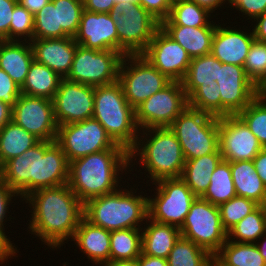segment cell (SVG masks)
<instances>
[{
  "label": "cell",
  "instance_id": "cell-1",
  "mask_svg": "<svg viewBox=\"0 0 266 266\" xmlns=\"http://www.w3.org/2000/svg\"><path fill=\"white\" fill-rule=\"evenodd\" d=\"M23 200L33 211L29 231L53 249L73 238L84 217V204L68 184L35 190Z\"/></svg>",
  "mask_w": 266,
  "mask_h": 266
},
{
  "label": "cell",
  "instance_id": "cell-2",
  "mask_svg": "<svg viewBox=\"0 0 266 266\" xmlns=\"http://www.w3.org/2000/svg\"><path fill=\"white\" fill-rule=\"evenodd\" d=\"M0 178L24 199L35 190L68 184L69 162L55 141H39L5 162Z\"/></svg>",
  "mask_w": 266,
  "mask_h": 266
},
{
  "label": "cell",
  "instance_id": "cell-3",
  "mask_svg": "<svg viewBox=\"0 0 266 266\" xmlns=\"http://www.w3.org/2000/svg\"><path fill=\"white\" fill-rule=\"evenodd\" d=\"M129 153L127 149H107L69 162V188L83 204L117 191L122 181L119 172L130 169Z\"/></svg>",
  "mask_w": 266,
  "mask_h": 266
},
{
  "label": "cell",
  "instance_id": "cell-4",
  "mask_svg": "<svg viewBox=\"0 0 266 266\" xmlns=\"http://www.w3.org/2000/svg\"><path fill=\"white\" fill-rule=\"evenodd\" d=\"M132 187L95 197L84 204L83 216L105 230L141 228L148 218V196L134 194ZM136 195V196H135ZM140 224V225H139Z\"/></svg>",
  "mask_w": 266,
  "mask_h": 266
},
{
  "label": "cell",
  "instance_id": "cell-5",
  "mask_svg": "<svg viewBox=\"0 0 266 266\" xmlns=\"http://www.w3.org/2000/svg\"><path fill=\"white\" fill-rule=\"evenodd\" d=\"M145 134L147 138L138 137L136 145L129 151L130 163L140 155L139 162L150 174L151 183L164 178H180L185 159L175 133L169 127H152L143 129L142 136Z\"/></svg>",
  "mask_w": 266,
  "mask_h": 266
},
{
  "label": "cell",
  "instance_id": "cell-6",
  "mask_svg": "<svg viewBox=\"0 0 266 266\" xmlns=\"http://www.w3.org/2000/svg\"><path fill=\"white\" fill-rule=\"evenodd\" d=\"M93 118L116 144L128 151L136 145L138 134L142 133L135 121V109L128 103L118 81L94 87Z\"/></svg>",
  "mask_w": 266,
  "mask_h": 266
},
{
  "label": "cell",
  "instance_id": "cell-7",
  "mask_svg": "<svg viewBox=\"0 0 266 266\" xmlns=\"http://www.w3.org/2000/svg\"><path fill=\"white\" fill-rule=\"evenodd\" d=\"M169 128L175 133L185 160L219 149L218 117L187 106Z\"/></svg>",
  "mask_w": 266,
  "mask_h": 266
},
{
  "label": "cell",
  "instance_id": "cell-8",
  "mask_svg": "<svg viewBox=\"0 0 266 266\" xmlns=\"http://www.w3.org/2000/svg\"><path fill=\"white\" fill-rule=\"evenodd\" d=\"M109 15L117 27L118 52L123 57L142 54L160 28V22L139 3L116 5Z\"/></svg>",
  "mask_w": 266,
  "mask_h": 266
},
{
  "label": "cell",
  "instance_id": "cell-9",
  "mask_svg": "<svg viewBox=\"0 0 266 266\" xmlns=\"http://www.w3.org/2000/svg\"><path fill=\"white\" fill-rule=\"evenodd\" d=\"M118 82L122 86L128 103L136 109L151 95L161 91L172 81L139 54L126 55L122 58Z\"/></svg>",
  "mask_w": 266,
  "mask_h": 266
},
{
  "label": "cell",
  "instance_id": "cell-10",
  "mask_svg": "<svg viewBox=\"0 0 266 266\" xmlns=\"http://www.w3.org/2000/svg\"><path fill=\"white\" fill-rule=\"evenodd\" d=\"M181 236L215 255L227 241L217 205L197 197L179 228Z\"/></svg>",
  "mask_w": 266,
  "mask_h": 266
},
{
  "label": "cell",
  "instance_id": "cell-11",
  "mask_svg": "<svg viewBox=\"0 0 266 266\" xmlns=\"http://www.w3.org/2000/svg\"><path fill=\"white\" fill-rule=\"evenodd\" d=\"M55 142L68 162L107 149H126L116 144L95 118L59 125Z\"/></svg>",
  "mask_w": 266,
  "mask_h": 266
},
{
  "label": "cell",
  "instance_id": "cell-12",
  "mask_svg": "<svg viewBox=\"0 0 266 266\" xmlns=\"http://www.w3.org/2000/svg\"><path fill=\"white\" fill-rule=\"evenodd\" d=\"M153 184L156 195L148 197V218L180 228L197 196L181 178H164Z\"/></svg>",
  "mask_w": 266,
  "mask_h": 266
},
{
  "label": "cell",
  "instance_id": "cell-13",
  "mask_svg": "<svg viewBox=\"0 0 266 266\" xmlns=\"http://www.w3.org/2000/svg\"><path fill=\"white\" fill-rule=\"evenodd\" d=\"M123 56L114 50H96L77 44L72 67L66 79L92 87L118 81Z\"/></svg>",
  "mask_w": 266,
  "mask_h": 266
},
{
  "label": "cell",
  "instance_id": "cell-14",
  "mask_svg": "<svg viewBox=\"0 0 266 266\" xmlns=\"http://www.w3.org/2000/svg\"><path fill=\"white\" fill-rule=\"evenodd\" d=\"M187 106L188 98L182 83L172 81L135 109V121L140 131L152 127H169Z\"/></svg>",
  "mask_w": 266,
  "mask_h": 266
},
{
  "label": "cell",
  "instance_id": "cell-15",
  "mask_svg": "<svg viewBox=\"0 0 266 266\" xmlns=\"http://www.w3.org/2000/svg\"><path fill=\"white\" fill-rule=\"evenodd\" d=\"M12 121L40 141L56 140L58 125L51 99L21 94L13 107Z\"/></svg>",
  "mask_w": 266,
  "mask_h": 266
},
{
  "label": "cell",
  "instance_id": "cell-16",
  "mask_svg": "<svg viewBox=\"0 0 266 266\" xmlns=\"http://www.w3.org/2000/svg\"><path fill=\"white\" fill-rule=\"evenodd\" d=\"M52 101L58 126L81 122L93 117L94 87L63 78Z\"/></svg>",
  "mask_w": 266,
  "mask_h": 266
},
{
  "label": "cell",
  "instance_id": "cell-17",
  "mask_svg": "<svg viewBox=\"0 0 266 266\" xmlns=\"http://www.w3.org/2000/svg\"><path fill=\"white\" fill-rule=\"evenodd\" d=\"M216 84L221 97V117L237 115L259 95L243 66L222 63Z\"/></svg>",
  "mask_w": 266,
  "mask_h": 266
},
{
  "label": "cell",
  "instance_id": "cell-18",
  "mask_svg": "<svg viewBox=\"0 0 266 266\" xmlns=\"http://www.w3.org/2000/svg\"><path fill=\"white\" fill-rule=\"evenodd\" d=\"M262 149L256 136L238 115L219 118V150L223 160H253Z\"/></svg>",
  "mask_w": 266,
  "mask_h": 266
},
{
  "label": "cell",
  "instance_id": "cell-19",
  "mask_svg": "<svg viewBox=\"0 0 266 266\" xmlns=\"http://www.w3.org/2000/svg\"><path fill=\"white\" fill-rule=\"evenodd\" d=\"M141 55L171 81L179 82L186 75L192 59L187 51L161 28L155 32Z\"/></svg>",
  "mask_w": 266,
  "mask_h": 266
},
{
  "label": "cell",
  "instance_id": "cell-20",
  "mask_svg": "<svg viewBox=\"0 0 266 266\" xmlns=\"http://www.w3.org/2000/svg\"><path fill=\"white\" fill-rule=\"evenodd\" d=\"M109 13L83 11L76 36L77 44L96 50L118 52V34Z\"/></svg>",
  "mask_w": 266,
  "mask_h": 266
},
{
  "label": "cell",
  "instance_id": "cell-21",
  "mask_svg": "<svg viewBox=\"0 0 266 266\" xmlns=\"http://www.w3.org/2000/svg\"><path fill=\"white\" fill-rule=\"evenodd\" d=\"M30 44L35 61L46 65L62 78L67 77L76 52L74 38L33 39Z\"/></svg>",
  "mask_w": 266,
  "mask_h": 266
},
{
  "label": "cell",
  "instance_id": "cell-22",
  "mask_svg": "<svg viewBox=\"0 0 266 266\" xmlns=\"http://www.w3.org/2000/svg\"><path fill=\"white\" fill-rule=\"evenodd\" d=\"M221 27L216 24L212 38L211 54L222 63L243 66L250 46L255 40L253 31L250 33L232 27Z\"/></svg>",
  "mask_w": 266,
  "mask_h": 266
},
{
  "label": "cell",
  "instance_id": "cell-23",
  "mask_svg": "<svg viewBox=\"0 0 266 266\" xmlns=\"http://www.w3.org/2000/svg\"><path fill=\"white\" fill-rule=\"evenodd\" d=\"M72 240L94 264L101 266L110 261L109 230L95 226L83 217Z\"/></svg>",
  "mask_w": 266,
  "mask_h": 266
},
{
  "label": "cell",
  "instance_id": "cell-24",
  "mask_svg": "<svg viewBox=\"0 0 266 266\" xmlns=\"http://www.w3.org/2000/svg\"><path fill=\"white\" fill-rule=\"evenodd\" d=\"M33 60L30 42L0 40V68L20 87Z\"/></svg>",
  "mask_w": 266,
  "mask_h": 266
},
{
  "label": "cell",
  "instance_id": "cell-25",
  "mask_svg": "<svg viewBox=\"0 0 266 266\" xmlns=\"http://www.w3.org/2000/svg\"><path fill=\"white\" fill-rule=\"evenodd\" d=\"M160 28L179 43L191 58L211 54L212 38L216 26L160 25Z\"/></svg>",
  "mask_w": 266,
  "mask_h": 266
},
{
  "label": "cell",
  "instance_id": "cell-26",
  "mask_svg": "<svg viewBox=\"0 0 266 266\" xmlns=\"http://www.w3.org/2000/svg\"><path fill=\"white\" fill-rule=\"evenodd\" d=\"M146 224L145 229L142 226V254L167 259L175 242L181 236L180 229L173 225L152 221L149 218Z\"/></svg>",
  "mask_w": 266,
  "mask_h": 266
},
{
  "label": "cell",
  "instance_id": "cell-27",
  "mask_svg": "<svg viewBox=\"0 0 266 266\" xmlns=\"http://www.w3.org/2000/svg\"><path fill=\"white\" fill-rule=\"evenodd\" d=\"M221 160L222 155L219 149L215 153L185 160L180 178L197 197H201L210 185L211 175Z\"/></svg>",
  "mask_w": 266,
  "mask_h": 266
},
{
  "label": "cell",
  "instance_id": "cell-28",
  "mask_svg": "<svg viewBox=\"0 0 266 266\" xmlns=\"http://www.w3.org/2000/svg\"><path fill=\"white\" fill-rule=\"evenodd\" d=\"M63 78L46 65L32 61L21 94L53 99Z\"/></svg>",
  "mask_w": 266,
  "mask_h": 266
},
{
  "label": "cell",
  "instance_id": "cell-29",
  "mask_svg": "<svg viewBox=\"0 0 266 266\" xmlns=\"http://www.w3.org/2000/svg\"><path fill=\"white\" fill-rule=\"evenodd\" d=\"M230 168L236 195L259 203L266 186L257 174L253 160L230 162Z\"/></svg>",
  "mask_w": 266,
  "mask_h": 266
},
{
  "label": "cell",
  "instance_id": "cell-30",
  "mask_svg": "<svg viewBox=\"0 0 266 266\" xmlns=\"http://www.w3.org/2000/svg\"><path fill=\"white\" fill-rule=\"evenodd\" d=\"M222 62L212 54L191 59L189 68L181 81L187 98L202 84L208 85L218 80Z\"/></svg>",
  "mask_w": 266,
  "mask_h": 266
},
{
  "label": "cell",
  "instance_id": "cell-31",
  "mask_svg": "<svg viewBox=\"0 0 266 266\" xmlns=\"http://www.w3.org/2000/svg\"><path fill=\"white\" fill-rule=\"evenodd\" d=\"M39 141L38 138L11 120L0 130V167Z\"/></svg>",
  "mask_w": 266,
  "mask_h": 266
},
{
  "label": "cell",
  "instance_id": "cell-32",
  "mask_svg": "<svg viewBox=\"0 0 266 266\" xmlns=\"http://www.w3.org/2000/svg\"><path fill=\"white\" fill-rule=\"evenodd\" d=\"M211 13L189 0H177L172 2L169 17L160 25H180L191 27L216 26L210 21ZM209 18V19H208Z\"/></svg>",
  "mask_w": 266,
  "mask_h": 266
},
{
  "label": "cell",
  "instance_id": "cell-33",
  "mask_svg": "<svg viewBox=\"0 0 266 266\" xmlns=\"http://www.w3.org/2000/svg\"><path fill=\"white\" fill-rule=\"evenodd\" d=\"M141 244L142 228L111 231L110 261L136 260L142 253Z\"/></svg>",
  "mask_w": 266,
  "mask_h": 266
},
{
  "label": "cell",
  "instance_id": "cell-34",
  "mask_svg": "<svg viewBox=\"0 0 266 266\" xmlns=\"http://www.w3.org/2000/svg\"><path fill=\"white\" fill-rule=\"evenodd\" d=\"M228 266H266L255 243L227 241L215 254Z\"/></svg>",
  "mask_w": 266,
  "mask_h": 266
},
{
  "label": "cell",
  "instance_id": "cell-35",
  "mask_svg": "<svg viewBox=\"0 0 266 266\" xmlns=\"http://www.w3.org/2000/svg\"><path fill=\"white\" fill-rule=\"evenodd\" d=\"M236 196L230 162L221 160L211 175L210 185L201 198L207 200L213 205L229 201Z\"/></svg>",
  "mask_w": 266,
  "mask_h": 266
},
{
  "label": "cell",
  "instance_id": "cell-36",
  "mask_svg": "<svg viewBox=\"0 0 266 266\" xmlns=\"http://www.w3.org/2000/svg\"><path fill=\"white\" fill-rule=\"evenodd\" d=\"M211 258L208 251L180 236L170 251L167 262L168 266H210Z\"/></svg>",
  "mask_w": 266,
  "mask_h": 266
},
{
  "label": "cell",
  "instance_id": "cell-37",
  "mask_svg": "<svg viewBox=\"0 0 266 266\" xmlns=\"http://www.w3.org/2000/svg\"><path fill=\"white\" fill-rule=\"evenodd\" d=\"M265 232L266 222L257 207L227 232V239L238 243H256Z\"/></svg>",
  "mask_w": 266,
  "mask_h": 266
},
{
  "label": "cell",
  "instance_id": "cell-38",
  "mask_svg": "<svg viewBox=\"0 0 266 266\" xmlns=\"http://www.w3.org/2000/svg\"><path fill=\"white\" fill-rule=\"evenodd\" d=\"M69 37L62 28H58V4L47 3L34 15L33 39H51Z\"/></svg>",
  "mask_w": 266,
  "mask_h": 266
},
{
  "label": "cell",
  "instance_id": "cell-39",
  "mask_svg": "<svg viewBox=\"0 0 266 266\" xmlns=\"http://www.w3.org/2000/svg\"><path fill=\"white\" fill-rule=\"evenodd\" d=\"M266 148V100L258 95L248 106L237 114Z\"/></svg>",
  "mask_w": 266,
  "mask_h": 266
},
{
  "label": "cell",
  "instance_id": "cell-40",
  "mask_svg": "<svg viewBox=\"0 0 266 266\" xmlns=\"http://www.w3.org/2000/svg\"><path fill=\"white\" fill-rule=\"evenodd\" d=\"M188 106L220 118L221 97L219 86L216 84V82L208 85H200L188 97Z\"/></svg>",
  "mask_w": 266,
  "mask_h": 266
},
{
  "label": "cell",
  "instance_id": "cell-41",
  "mask_svg": "<svg viewBox=\"0 0 266 266\" xmlns=\"http://www.w3.org/2000/svg\"><path fill=\"white\" fill-rule=\"evenodd\" d=\"M244 70L259 90L266 84V43L253 41L244 63Z\"/></svg>",
  "mask_w": 266,
  "mask_h": 266
},
{
  "label": "cell",
  "instance_id": "cell-42",
  "mask_svg": "<svg viewBox=\"0 0 266 266\" xmlns=\"http://www.w3.org/2000/svg\"><path fill=\"white\" fill-rule=\"evenodd\" d=\"M221 223L223 228L228 232L240 220L258 207V203L251 199L241 196H235L229 201L219 206Z\"/></svg>",
  "mask_w": 266,
  "mask_h": 266
},
{
  "label": "cell",
  "instance_id": "cell-43",
  "mask_svg": "<svg viewBox=\"0 0 266 266\" xmlns=\"http://www.w3.org/2000/svg\"><path fill=\"white\" fill-rule=\"evenodd\" d=\"M58 4V28L74 38L78 32L82 13L83 0H51Z\"/></svg>",
  "mask_w": 266,
  "mask_h": 266
},
{
  "label": "cell",
  "instance_id": "cell-44",
  "mask_svg": "<svg viewBox=\"0 0 266 266\" xmlns=\"http://www.w3.org/2000/svg\"><path fill=\"white\" fill-rule=\"evenodd\" d=\"M12 15L10 41H26L27 38L28 42L32 41L34 34V15L19 3L15 5ZM21 36L24 39H20L23 38Z\"/></svg>",
  "mask_w": 266,
  "mask_h": 266
},
{
  "label": "cell",
  "instance_id": "cell-45",
  "mask_svg": "<svg viewBox=\"0 0 266 266\" xmlns=\"http://www.w3.org/2000/svg\"><path fill=\"white\" fill-rule=\"evenodd\" d=\"M20 95V86L0 68V100L14 107Z\"/></svg>",
  "mask_w": 266,
  "mask_h": 266
},
{
  "label": "cell",
  "instance_id": "cell-46",
  "mask_svg": "<svg viewBox=\"0 0 266 266\" xmlns=\"http://www.w3.org/2000/svg\"><path fill=\"white\" fill-rule=\"evenodd\" d=\"M228 4L241 11L242 16L246 15L247 20L255 19L266 12V0H228Z\"/></svg>",
  "mask_w": 266,
  "mask_h": 266
},
{
  "label": "cell",
  "instance_id": "cell-47",
  "mask_svg": "<svg viewBox=\"0 0 266 266\" xmlns=\"http://www.w3.org/2000/svg\"><path fill=\"white\" fill-rule=\"evenodd\" d=\"M17 0H0V40L10 41V23Z\"/></svg>",
  "mask_w": 266,
  "mask_h": 266
},
{
  "label": "cell",
  "instance_id": "cell-48",
  "mask_svg": "<svg viewBox=\"0 0 266 266\" xmlns=\"http://www.w3.org/2000/svg\"><path fill=\"white\" fill-rule=\"evenodd\" d=\"M138 3L160 23L169 17L172 6L170 0H138Z\"/></svg>",
  "mask_w": 266,
  "mask_h": 266
},
{
  "label": "cell",
  "instance_id": "cell-49",
  "mask_svg": "<svg viewBox=\"0 0 266 266\" xmlns=\"http://www.w3.org/2000/svg\"><path fill=\"white\" fill-rule=\"evenodd\" d=\"M20 195L11 189L1 178H0V227L4 228L6 213L8 212L9 205L12 201V197ZM4 222V223H3Z\"/></svg>",
  "mask_w": 266,
  "mask_h": 266
},
{
  "label": "cell",
  "instance_id": "cell-50",
  "mask_svg": "<svg viewBox=\"0 0 266 266\" xmlns=\"http://www.w3.org/2000/svg\"><path fill=\"white\" fill-rule=\"evenodd\" d=\"M5 228L0 227V262L3 264V262L11 257H15V254H17V248L13 246L12 241H10L9 238L6 236V232H4ZM15 247V248H14ZM9 257V258H8Z\"/></svg>",
  "mask_w": 266,
  "mask_h": 266
},
{
  "label": "cell",
  "instance_id": "cell-51",
  "mask_svg": "<svg viewBox=\"0 0 266 266\" xmlns=\"http://www.w3.org/2000/svg\"><path fill=\"white\" fill-rule=\"evenodd\" d=\"M85 10L96 13H109L114 6V0H83Z\"/></svg>",
  "mask_w": 266,
  "mask_h": 266
},
{
  "label": "cell",
  "instance_id": "cell-52",
  "mask_svg": "<svg viewBox=\"0 0 266 266\" xmlns=\"http://www.w3.org/2000/svg\"><path fill=\"white\" fill-rule=\"evenodd\" d=\"M256 21L252 29L255 40L266 43V12L254 19Z\"/></svg>",
  "mask_w": 266,
  "mask_h": 266
},
{
  "label": "cell",
  "instance_id": "cell-53",
  "mask_svg": "<svg viewBox=\"0 0 266 266\" xmlns=\"http://www.w3.org/2000/svg\"><path fill=\"white\" fill-rule=\"evenodd\" d=\"M255 170L266 186V148H263L253 159Z\"/></svg>",
  "mask_w": 266,
  "mask_h": 266
},
{
  "label": "cell",
  "instance_id": "cell-54",
  "mask_svg": "<svg viewBox=\"0 0 266 266\" xmlns=\"http://www.w3.org/2000/svg\"><path fill=\"white\" fill-rule=\"evenodd\" d=\"M138 266H168L167 259L142 254L136 259Z\"/></svg>",
  "mask_w": 266,
  "mask_h": 266
},
{
  "label": "cell",
  "instance_id": "cell-55",
  "mask_svg": "<svg viewBox=\"0 0 266 266\" xmlns=\"http://www.w3.org/2000/svg\"><path fill=\"white\" fill-rule=\"evenodd\" d=\"M51 0H17V2L26 8L31 14L35 15Z\"/></svg>",
  "mask_w": 266,
  "mask_h": 266
},
{
  "label": "cell",
  "instance_id": "cell-56",
  "mask_svg": "<svg viewBox=\"0 0 266 266\" xmlns=\"http://www.w3.org/2000/svg\"><path fill=\"white\" fill-rule=\"evenodd\" d=\"M13 107L0 100V130L12 120Z\"/></svg>",
  "mask_w": 266,
  "mask_h": 266
},
{
  "label": "cell",
  "instance_id": "cell-57",
  "mask_svg": "<svg viewBox=\"0 0 266 266\" xmlns=\"http://www.w3.org/2000/svg\"><path fill=\"white\" fill-rule=\"evenodd\" d=\"M195 2L200 7L207 9L210 13H213L217 10L218 7H221L228 0H189Z\"/></svg>",
  "mask_w": 266,
  "mask_h": 266
},
{
  "label": "cell",
  "instance_id": "cell-58",
  "mask_svg": "<svg viewBox=\"0 0 266 266\" xmlns=\"http://www.w3.org/2000/svg\"><path fill=\"white\" fill-rule=\"evenodd\" d=\"M102 266H138L136 260L109 261Z\"/></svg>",
  "mask_w": 266,
  "mask_h": 266
},
{
  "label": "cell",
  "instance_id": "cell-59",
  "mask_svg": "<svg viewBox=\"0 0 266 266\" xmlns=\"http://www.w3.org/2000/svg\"><path fill=\"white\" fill-rule=\"evenodd\" d=\"M263 237H264L265 240L263 239ZM260 239H263V242L260 243L258 241L255 244H256L257 248L259 249L260 254L262 255V257L264 259V262H265V265H266V232L261 236Z\"/></svg>",
  "mask_w": 266,
  "mask_h": 266
},
{
  "label": "cell",
  "instance_id": "cell-60",
  "mask_svg": "<svg viewBox=\"0 0 266 266\" xmlns=\"http://www.w3.org/2000/svg\"><path fill=\"white\" fill-rule=\"evenodd\" d=\"M258 207L260 208L261 213L263 214V217H264L265 222H266V192L263 195L261 201L258 203Z\"/></svg>",
  "mask_w": 266,
  "mask_h": 266
},
{
  "label": "cell",
  "instance_id": "cell-61",
  "mask_svg": "<svg viewBox=\"0 0 266 266\" xmlns=\"http://www.w3.org/2000/svg\"><path fill=\"white\" fill-rule=\"evenodd\" d=\"M210 266H228L224 264L216 255H212Z\"/></svg>",
  "mask_w": 266,
  "mask_h": 266
},
{
  "label": "cell",
  "instance_id": "cell-62",
  "mask_svg": "<svg viewBox=\"0 0 266 266\" xmlns=\"http://www.w3.org/2000/svg\"><path fill=\"white\" fill-rule=\"evenodd\" d=\"M116 5L130 4V3H138V0H114Z\"/></svg>",
  "mask_w": 266,
  "mask_h": 266
},
{
  "label": "cell",
  "instance_id": "cell-63",
  "mask_svg": "<svg viewBox=\"0 0 266 266\" xmlns=\"http://www.w3.org/2000/svg\"><path fill=\"white\" fill-rule=\"evenodd\" d=\"M259 95L266 100V84L259 90Z\"/></svg>",
  "mask_w": 266,
  "mask_h": 266
}]
</instances>
